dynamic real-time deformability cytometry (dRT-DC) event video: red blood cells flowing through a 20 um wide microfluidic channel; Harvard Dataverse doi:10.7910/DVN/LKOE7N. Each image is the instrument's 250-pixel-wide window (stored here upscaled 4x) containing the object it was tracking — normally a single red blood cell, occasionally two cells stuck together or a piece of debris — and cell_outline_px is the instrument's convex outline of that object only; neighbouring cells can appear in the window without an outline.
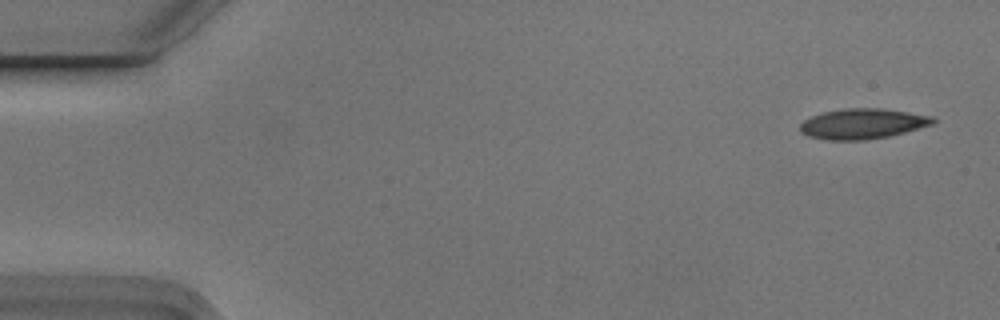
{"species": "Egyptian fruit bat (a non-hibernating species)", "species_latin": "Rousettus aegyptiacus", "temperature_condition": "cold", "stored_images_in_passage": 5, "camera_frame_rate_fps": 3000, "um_per_image_px": 0.085, "animal": {"sex": "male"}, "frame": {"image": 1, "passage_image": 1, "time_ms": 0.0, "image_size_px": [1000, 320], "cell_outline_px": [[936, 120], [932, 124], [904, 132], [888, 136], [864, 140], [828, 140], [808, 136], [800, 132], [800, 124], [804, 120], [812, 116], [824, 112], [844, 108], [880, 108], [932, 116]], "centroid_in_image_um": [73.28, 10.52], "position_along_channel_um": 11.7, "area_um2": 23.24}}
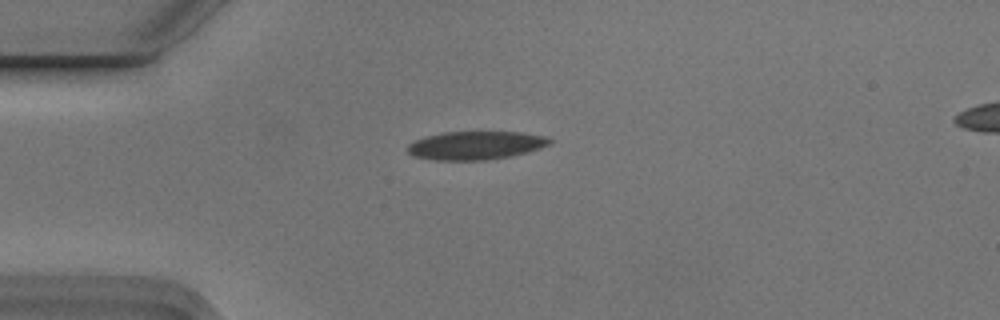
{"frame": {"image": 2, "passage_image": 4, "time_ms": 1.0, "image_size_px": [1000, 320], "cell_outline_px": [[556, 140], [540, 148], [528, 152], [512, 156], [488, 160], [436, 160], [412, 156], [408, 152], [408, 144], [416, 140], [428, 136], [444, 132], [524, 132], [548, 136]], "centroid_in_image_um": [40.5, 12.36], "position_along_channel_um": 44.5, "area_um2": 23.64}}